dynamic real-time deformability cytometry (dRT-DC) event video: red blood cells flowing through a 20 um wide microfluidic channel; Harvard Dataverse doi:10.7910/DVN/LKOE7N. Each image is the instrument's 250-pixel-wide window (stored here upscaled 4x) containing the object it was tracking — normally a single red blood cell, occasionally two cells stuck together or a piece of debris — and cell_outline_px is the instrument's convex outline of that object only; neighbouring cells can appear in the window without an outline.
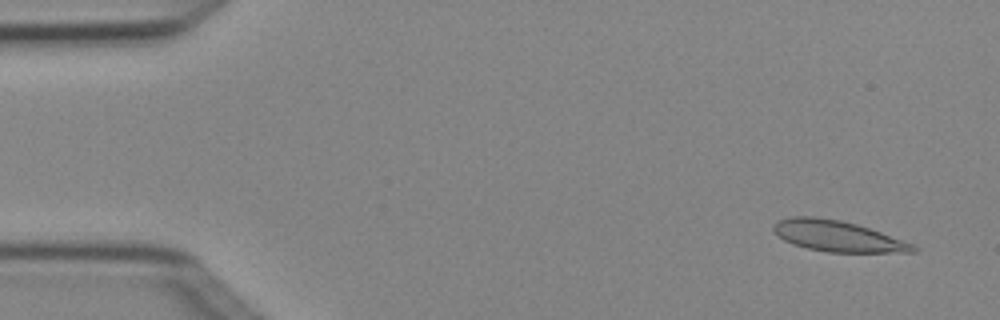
{"species": "Egyptian fruit bat (a non-hibernating species)", "species_latin": "Rousettus aegyptiacus", "temperature_condition": "cold", "stored_images_in_passage": 4, "camera_frame_rate_fps": 3000, "um_per_image_px": 0.085, "animal": {"sex": "female"}, "frame": {"image": 1, "passage_image": 1, "time_ms": 0.0, "image_size_px": [1000, 320], "cell_outline_px": [[920, 248], [916, 252], [828, 252], [808, 248], [792, 244], [784, 240], [772, 228], [772, 224], [776, 220], [792, 216], [812, 216], [840, 220], [856, 224], [880, 232], [912, 244]], "centroid_in_image_um": [71.15, 20.06], "position_along_channel_um": 13.8, "area_um2": 24.91}}
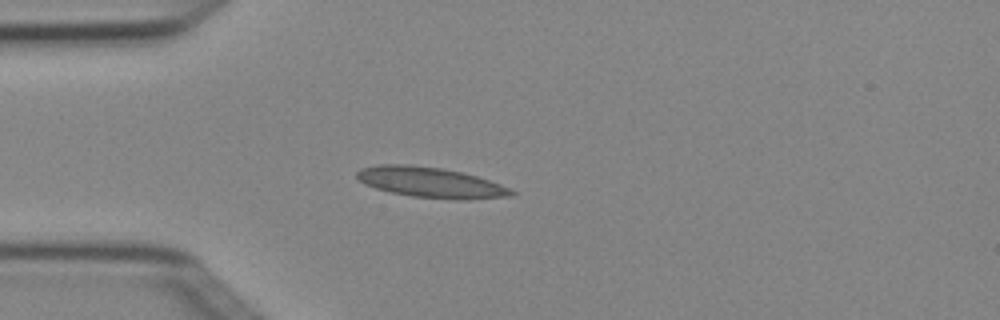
{"frame": {"image": 2, "passage_image": 4, "time_ms": 1.0, "image_size_px": [1000, 320], "cell_outline_px": [[516, 192], [512, 196], [460, 200], [412, 196], [392, 192], [376, 188], [364, 184], [356, 176], [356, 172], [360, 168], [376, 164], [408, 164], [440, 168], [460, 172], [476, 176], [500, 184]], "centroid_in_image_um": [36.57, 15.5], "position_along_channel_um": 48.4, "area_um2": 27.17}}